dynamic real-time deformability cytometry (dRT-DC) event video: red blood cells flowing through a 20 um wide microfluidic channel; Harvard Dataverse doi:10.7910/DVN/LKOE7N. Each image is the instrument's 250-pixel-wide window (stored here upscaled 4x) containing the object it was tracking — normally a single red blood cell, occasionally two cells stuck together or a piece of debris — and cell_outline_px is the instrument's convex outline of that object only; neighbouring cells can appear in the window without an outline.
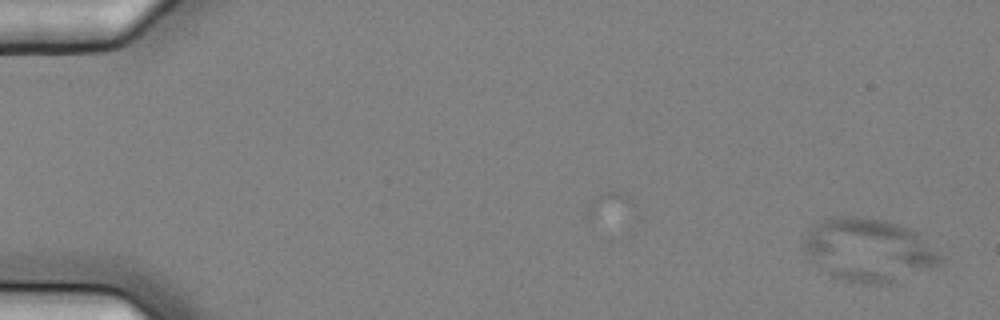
{"species": "common noctule bat (a hibernating species)", "species_latin": "Nyctalus noctula", "temperature_condition": "cold", "stored_images_in_passage": 9, "camera_frame_rate_fps": 3000, "um_per_image_px": 0.085, "animal": {"sex": "female", "body_mass_g": 25.1}, "frame": {"image": 1, "passage_image": 2, "time_ms": 0.333, "image_size_px": [1000, 320], "cell_outline_px": [[944, 260], [940, 264], [888, 284], [876, 284], [844, 280], [820, 272], [804, 252], [804, 236], [816, 224], [828, 216], [860, 216], [884, 220], [908, 228], [916, 232], [944, 256]], "centroid_in_image_um": [73.8, 21.24], "position_along_channel_um": 11.2, "area_um2": 50.23}}
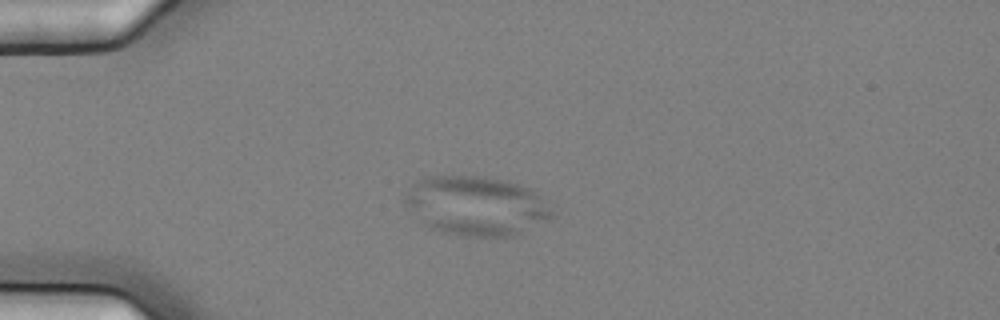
{"frame": {"image": 2, "passage_image": 6, "time_ms": 1.667, "image_size_px": [1000, 320], "cell_outline_px": [[552, 216], [548, 220], [512, 236], [464, 236], [444, 232], [432, 228], [404, 204], [404, 196], [412, 184], [416, 180], [428, 176], [484, 176], [508, 180], [520, 184], [536, 192], [548, 200], [552, 212]], "centroid_in_image_um": [40.52, 17.46], "position_along_channel_um": 44.5, "area_um2": 50.69}}
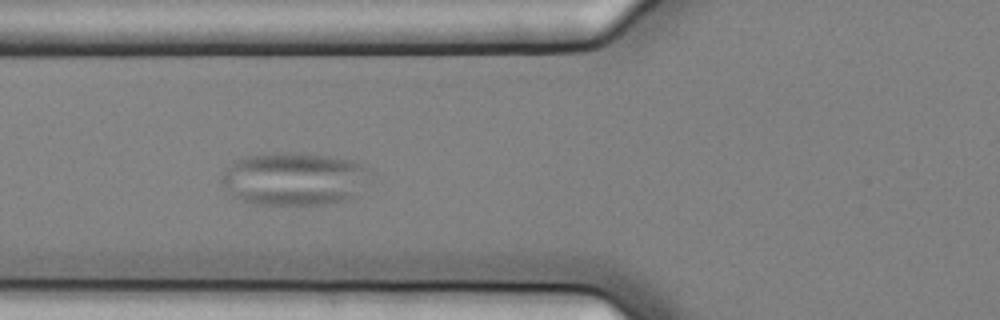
{"frame": {"image": 3, "passage_image": 8, "time_ms": 2.333, "image_size_px": [1000, 320], "cell_outline_px": [[376, 176], [356, 196], [344, 200], [324, 204], [256, 204], [232, 196], [220, 180], [220, 176], [224, 168], [236, 160], [248, 156], [276, 152], [288, 152], [328, 156], [352, 160], [368, 164], [376, 172]], "centroid_in_image_um": [25.12, 15.18], "position_along_channel_um": 100.7, "area_um2": 46.88}}